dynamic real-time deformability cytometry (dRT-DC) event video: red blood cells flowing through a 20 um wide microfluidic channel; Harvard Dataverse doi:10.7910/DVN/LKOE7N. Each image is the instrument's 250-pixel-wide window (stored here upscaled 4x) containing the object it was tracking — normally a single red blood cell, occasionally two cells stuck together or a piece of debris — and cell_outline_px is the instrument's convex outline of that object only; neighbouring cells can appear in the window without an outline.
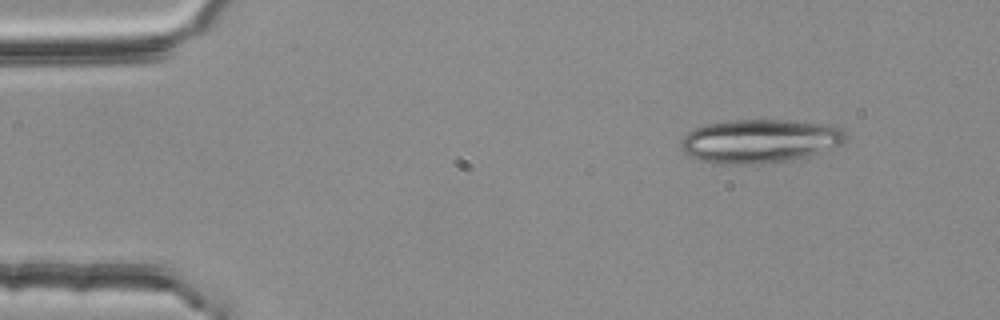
{"species": "common noctule bat (a hibernating species)", "species_latin": "Nyctalus noctula", "temperature_condition": "room temperature", "stored_images_in_passage": 4, "camera_frame_rate_fps": 3000, "um_per_image_px": 0.085, "animal": {"sex": "female", "body_mass_g": 25.1}, "frame": {"image": 1, "passage_image": 1, "time_ms": 0.0, "image_size_px": [1000, 320], "cell_outline_px": [[848, 136], [840, 144], [804, 156], [788, 160], [756, 164], [716, 164], [700, 160], [688, 156], [680, 148], [680, 144], [684, 136], [688, 132], [704, 124], [736, 120], [792, 120], [836, 124]], "centroid_in_image_um": [64.55, 11.97], "position_along_channel_um": 20.5, "area_um2": 41.91}}